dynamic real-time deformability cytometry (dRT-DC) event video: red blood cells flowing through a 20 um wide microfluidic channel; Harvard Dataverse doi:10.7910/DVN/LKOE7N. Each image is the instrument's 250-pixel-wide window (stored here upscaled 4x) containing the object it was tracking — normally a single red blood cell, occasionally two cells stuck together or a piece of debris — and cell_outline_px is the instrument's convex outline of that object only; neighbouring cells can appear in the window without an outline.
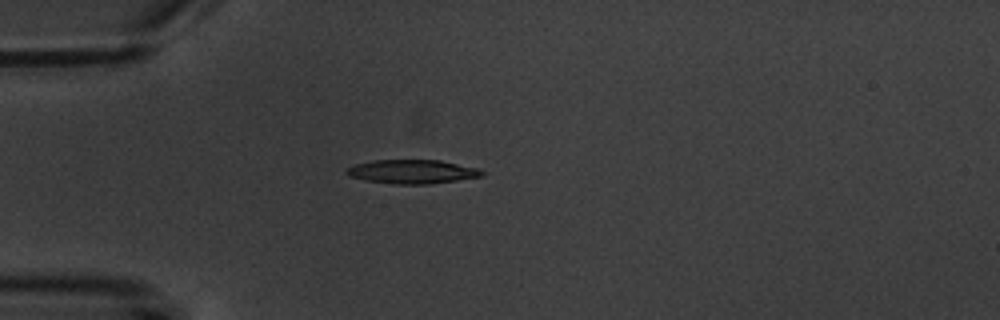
{"species": "common noctule bat (a hibernating species)", "species_latin": "Nyctalus noctula", "temperature_condition": "warm", "stored_images_in_passage": 5, "camera_frame_rate_fps": 3000, "um_per_image_px": 0.085, "animal": {"sex": "male", "body_mass_g": 20.1, "forearm_length_mm": 53.5}, "frame": {"image": 1, "passage_image": 4, "time_ms": 3.667, "image_size_px": [1000, 320], "cell_outline_px": [[484, 176], [428, 184], [392, 184], [368, 180], [348, 176], [344, 172], [348, 168], [356, 164], [372, 160], [440, 160], [480, 168], [484, 172]], "centroid_in_image_um": [35.06, 14.58], "position_along_channel_um": 49.9, "area_um2": 18.84}}